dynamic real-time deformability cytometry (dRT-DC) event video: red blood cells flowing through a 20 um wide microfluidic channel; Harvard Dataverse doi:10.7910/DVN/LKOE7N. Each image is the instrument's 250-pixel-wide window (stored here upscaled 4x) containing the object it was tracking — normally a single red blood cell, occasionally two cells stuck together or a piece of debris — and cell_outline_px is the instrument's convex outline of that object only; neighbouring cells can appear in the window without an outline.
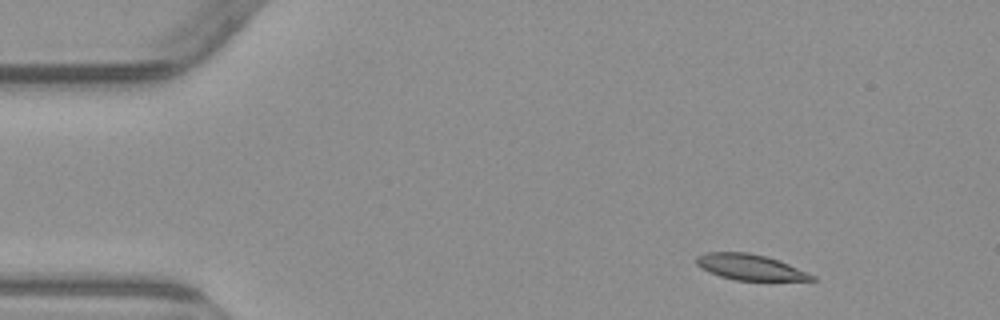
{"species": "common noctule bat (a hibernating species)", "species_latin": "Nyctalus noctula", "temperature_condition": "warm", "stored_images_in_passage": 5, "camera_frame_rate_fps": 3000, "um_per_image_px": 0.085, "animal": {"sex": "male", "body_mass_g": 23.1, "forearm_length_mm": 52.7}, "frame": {"image": 1, "passage_image": 1, "time_ms": 0.0, "image_size_px": [1000, 320], "cell_outline_px": [[816, 280], [736, 280], [720, 276], [708, 272], [700, 268], [696, 264], [696, 256], [704, 252], [748, 252], [764, 256], [788, 264], [808, 272], [816, 276]], "centroid_in_image_um": [63.71, 22.7], "position_along_channel_um": 21.3, "area_um2": 17.22}}
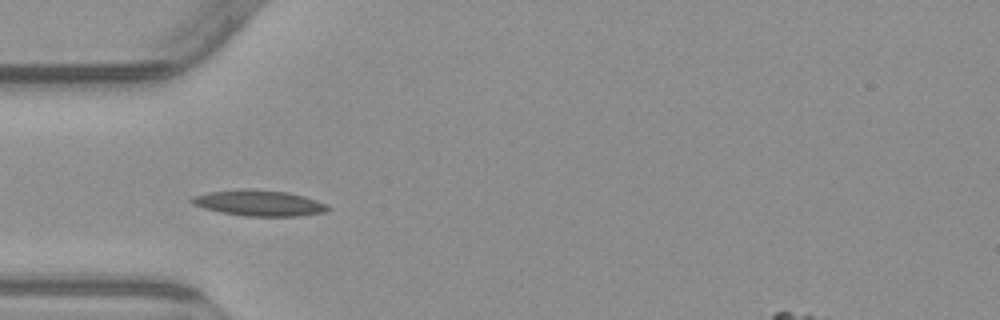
{"frame": {"image": 2, "passage_image": 4, "time_ms": 3.333, "image_size_px": [1000, 320], "cell_outline_px": [[332, 208], [328, 212], [300, 216], [244, 216], [220, 212], [204, 208], [192, 204], [188, 200], [192, 196], [208, 192], [288, 192], [304, 196], [316, 200]], "centroid_in_image_um": [22.07, 17.32], "position_along_channel_um": 62.9, "area_um2": 19.54}}
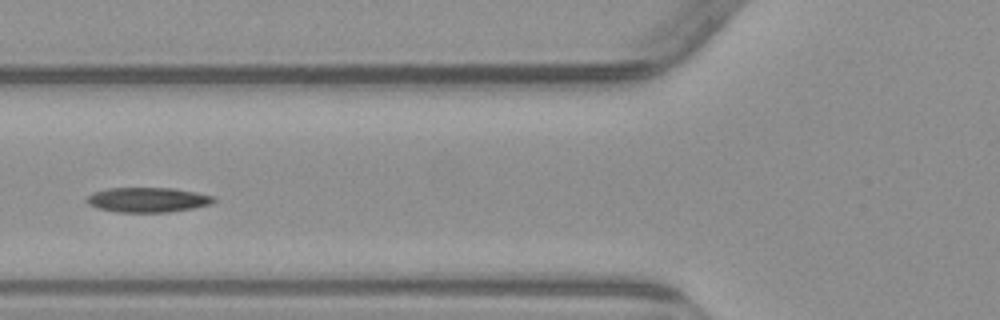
{"frame": {"image": 3, "passage_image": 5, "time_ms": 4.667, "image_size_px": [1000, 320], "cell_outline_px": [[216, 200], [212, 204], [192, 208], [168, 212], [116, 212], [96, 208], [88, 204], [84, 200], [88, 196], [96, 192], [108, 188], [172, 188], [196, 192], [216, 196]], "centroid_in_image_um": [12.57, 16.99], "position_along_channel_um": 113.2, "area_um2": 18.44}}